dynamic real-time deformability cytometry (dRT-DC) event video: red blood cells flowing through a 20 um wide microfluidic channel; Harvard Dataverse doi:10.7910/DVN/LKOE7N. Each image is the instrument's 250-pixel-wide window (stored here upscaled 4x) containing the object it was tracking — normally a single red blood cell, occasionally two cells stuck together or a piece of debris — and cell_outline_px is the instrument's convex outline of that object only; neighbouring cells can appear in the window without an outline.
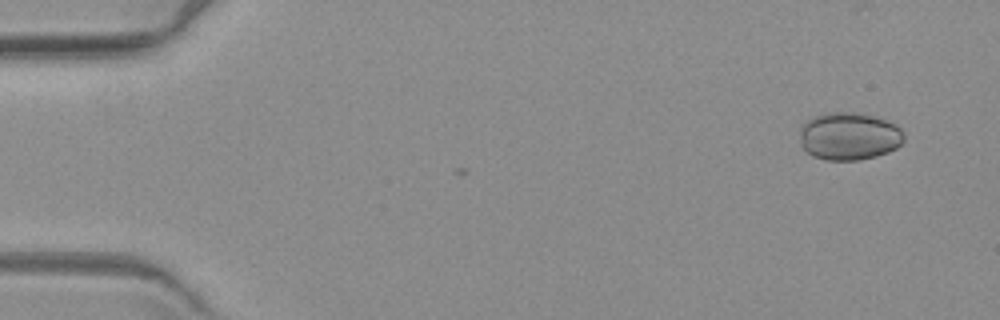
{"species": "common noctule bat (a hibernating species)", "species_latin": "Nyctalus noctula", "temperature_condition": "warm", "stored_images_in_passage": 5, "camera_frame_rate_fps": 3000, "um_per_image_px": 0.085, "animal": {"sex": "female", "body_mass_g": 19.3, "forearm_length_mm": 54.1}, "frame": {"image": 1, "passage_image": 1, "time_ms": 0.0, "image_size_px": [1000, 320], "cell_outline_px": [[904, 140], [896, 148], [888, 152], [876, 156], [860, 160], [824, 160], [812, 156], [800, 144], [800, 132], [804, 124], [808, 120], [824, 112], [856, 112], [872, 116], [884, 120], [900, 128], [904, 136]], "centroid_in_image_um": [72.16, 11.59], "position_along_channel_um": 12.8, "area_um2": 28.84}}